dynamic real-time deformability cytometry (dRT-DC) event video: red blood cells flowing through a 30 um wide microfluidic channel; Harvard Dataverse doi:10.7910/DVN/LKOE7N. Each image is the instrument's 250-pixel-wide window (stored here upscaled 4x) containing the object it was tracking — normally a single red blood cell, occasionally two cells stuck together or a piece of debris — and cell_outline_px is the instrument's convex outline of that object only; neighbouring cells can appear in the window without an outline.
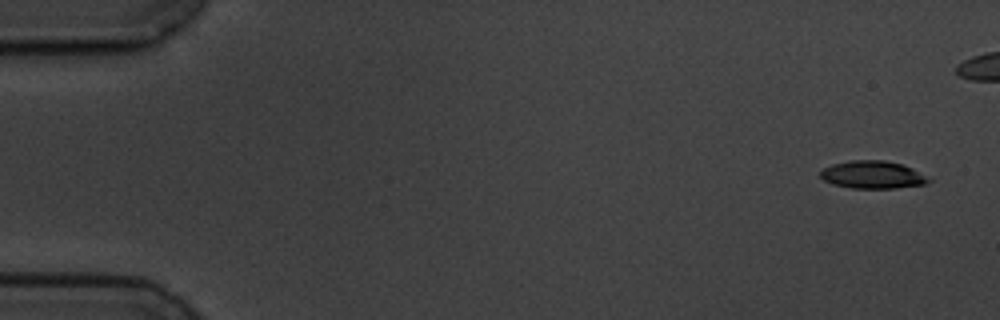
{"species": "common noctule bat (a hibernating species)", "species_latin": "Nyctalus noctula", "temperature_condition": "cold", "stored_images_in_passage": 5, "camera_frame_rate_fps": 3000, "um_per_image_px": 0.085, "animal": {"sex": "male", "body_mass_g": 19.5, "forearm_length_mm": 54.6}, "frame": {"image": 1, "passage_image": 1, "time_ms": 0.0, "image_size_px": [1000, 320], "cell_outline_px": [[932, 180], [924, 184], [896, 188], [852, 188], [832, 184], [824, 180], [820, 176], [820, 172], [824, 168], [832, 164], [852, 160], [884, 160], [900, 164], [912, 168]], "centroid_in_image_um": [74.15, 14.85], "position_along_channel_um": 10.9, "area_um2": 17.28}}